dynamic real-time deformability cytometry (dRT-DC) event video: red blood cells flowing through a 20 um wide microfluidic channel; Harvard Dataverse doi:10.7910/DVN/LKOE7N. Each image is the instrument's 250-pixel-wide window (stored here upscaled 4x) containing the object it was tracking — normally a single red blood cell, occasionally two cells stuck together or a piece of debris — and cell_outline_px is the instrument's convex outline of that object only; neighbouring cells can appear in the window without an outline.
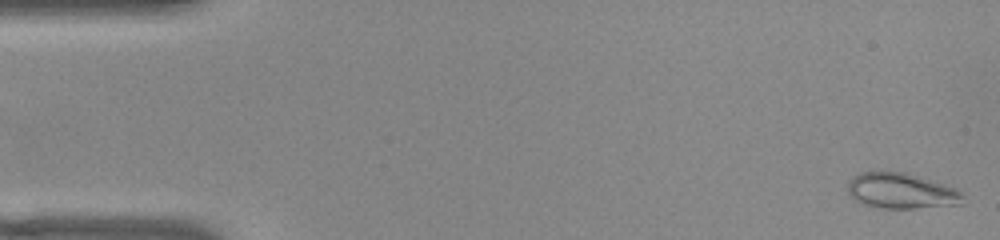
{"species": "common noctule bat (a hibernating species)", "species_latin": "Nyctalus noctula", "temperature_condition": "warm", "stored_images_in_passage": 53, "camera_frame_rate_fps": 3000, "um_per_image_px": 0.085, "animal": {"sex": "female", "body_mass_g": 22.0, "forearm_length_mm": 56.7}, "frame": {"image": 1, "passage_image": 1, "time_ms": 0.0, "image_size_px": [1000, 240], "cell_outline_px": [[964, 204], [916, 208], [884, 208], [860, 204], [848, 192], [848, 180], [852, 176], [860, 172], [884, 168], [904, 172], [944, 184], [960, 192], [964, 196]], "centroid_in_image_um": [76.54, 16.19], "position_along_channel_um": 8.5, "area_um2": 24.39}}
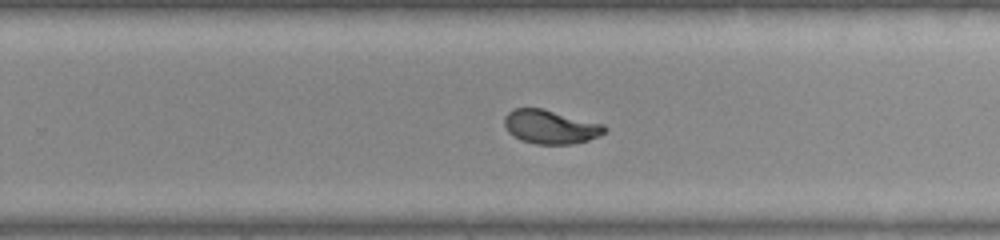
{"frame": {"image": 2, "passage_image": 33, "time_ms": 10.667, "image_size_px": [1000, 240], "cell_outline_px": [[608, 128], [600, 136], [588, 140], [572, 144], [536, 144], [520, 140], [512, 136], [508, 132], [504, 124], [504, 116], [508, 112], [516, 108], [540, 108], [604, 124]], "centroid_in_image_um": [46.77, 10.79], "position_along_channel_um": 283.0, "area_um2": 19.77}}
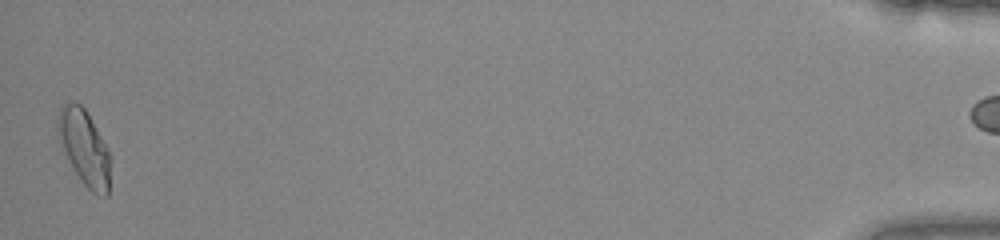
{"frame": {"image": 3, "passage_image": 52, "time_ms": 17.0, "image_size_px": [1000, 240], "cell_outline_px": [[112, 160], [108, 196], [96, 196], [84, 184], [68, 160], [56, 136], [56, 124], [60, 108], [64, 104], [80, 104], [84, 108], [112, 156]], "centroid_in_image_um": [7.18, 12.6], "position_along_channel_um": 428.0, "area_um2": 23.12}, "authors_computed_cell_mechanics": {"area_um2": 20.4612, "velocity_mm_per_s": 3.8342, "shape_relaxation_time_tau1_ms": 4.4583, "shape_relaxation_time_tau2_ms": null, "deformation_change_tau1": 0.1922, "deformation_change_tau2": null}}